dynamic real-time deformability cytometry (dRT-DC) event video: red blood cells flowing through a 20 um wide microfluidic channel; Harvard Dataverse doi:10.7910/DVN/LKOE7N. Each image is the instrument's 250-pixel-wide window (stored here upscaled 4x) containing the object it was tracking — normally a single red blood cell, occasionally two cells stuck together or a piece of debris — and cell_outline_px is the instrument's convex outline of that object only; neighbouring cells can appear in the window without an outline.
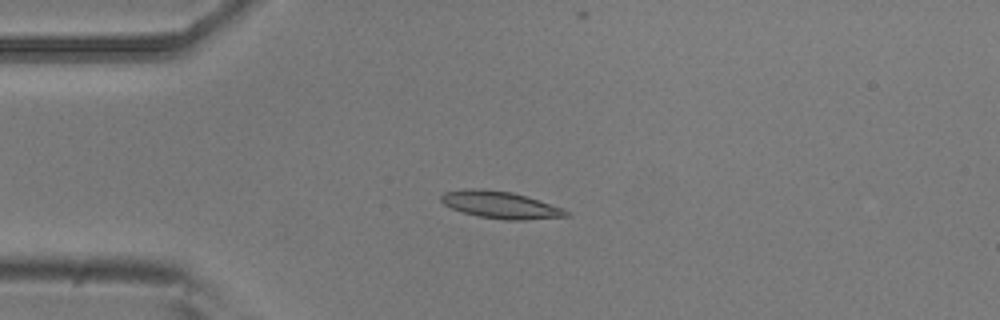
{"species": "common noctule bat (a hibernating species)", "species_latin": "Nyctalus noctula", "temperature_condition": "room temperature", "stored_images_in_passage": 8, "camera_frame_rate_fps": 3000, "um_per_image_px": 0.085, "animal": {"sex": "male", "body_mass_g": 20.5, "forearm_length_mm": 52.5}, "frame": {"image": 1, "passage_image": 3, "time_ms": 0.667, "image_size_px": [1000, 320], "cell_outline_px": [[568, 216], [524, 220], [504, 220], [480, 216], [464, 212], [452, 208], [444, 204], [440, 200], [440, 196], [444, 192], [464, 188], [484, 188], [512, 192], [560, 208], [568, 212]], "centroid_in_image_um": [42.45, 17.4], "position_along_channel_um": 42.6, "area_um2": 19.42}}
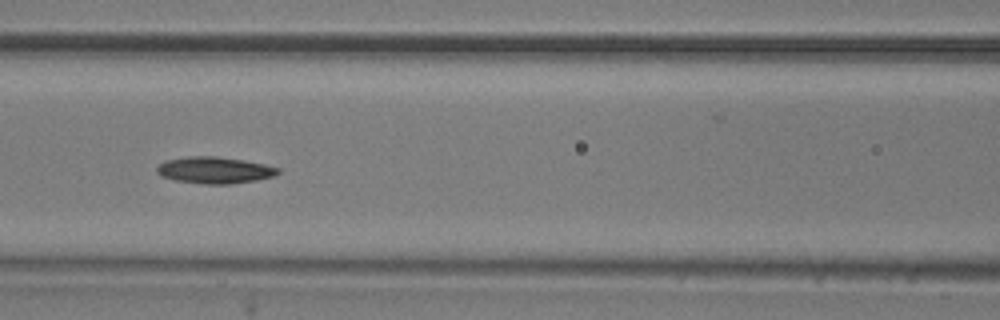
{"frame": {"image": 2, "passage_image": 6, "time_ms": 1.667, "image_size_px": [1000, 320], "cell_outline_px": [[280, 172], [272, 176], [256, 180], [232, 184], [204, 184], [176, 180], [160, 176], [156, 172], [156, 168], [160, 164], [168, 160], [188, 156], [216, 156], [264, 164], [280, 168]], "centroid_in_image_um": [18.23, 14.47], "position_along_channel_um": 148.4, "area_um2": 18.61}}
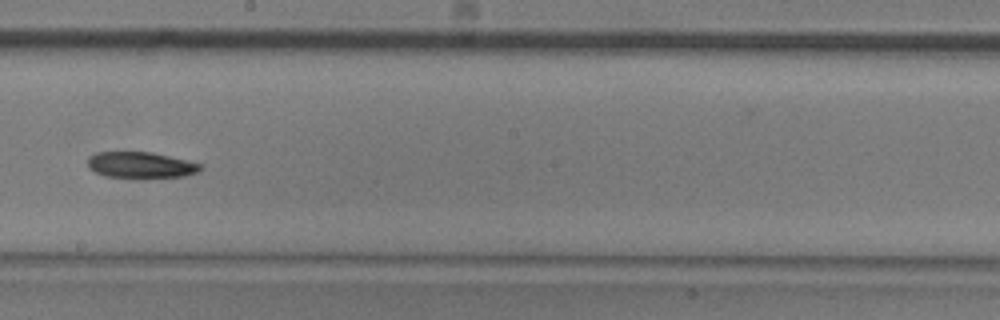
{"frame": {"image": 3, "passage_image": 8, "time_ms": 2.333, "image_size_px": [1000, 320], "cell_outline_px": [[204, 168], [196, 172], [184, 176], [144, 180], [136, 180], [104, 176], [88, 168], [88, 156], [96, 152], [152, 152], [204, 164]], "centroid_in_image_um": [11.98, 14.07], "position_along_channel_um": 236.2, "area_um2": 18.03}}